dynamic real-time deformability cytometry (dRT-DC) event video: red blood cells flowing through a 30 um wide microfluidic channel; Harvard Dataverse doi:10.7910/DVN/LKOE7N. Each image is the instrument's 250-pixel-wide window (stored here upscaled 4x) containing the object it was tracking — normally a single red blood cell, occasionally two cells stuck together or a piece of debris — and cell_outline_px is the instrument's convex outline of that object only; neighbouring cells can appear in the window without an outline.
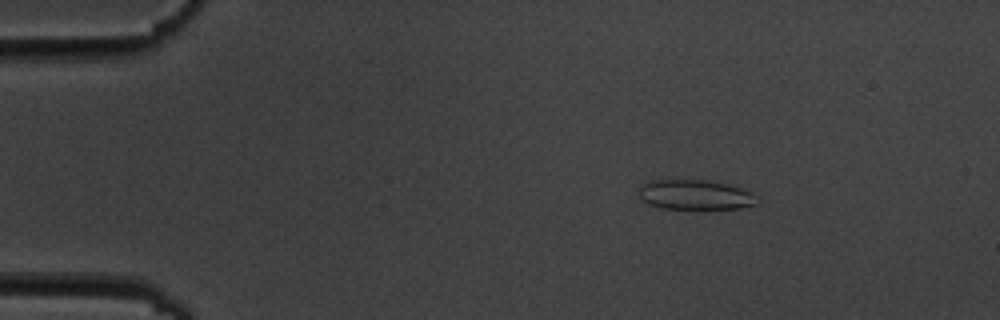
{"species": "common noctule bat (a hibernating species)", "species_latin": "Nyctalus noctula", "temperature_condition": "cold", "stored_images_in_passage": 4, "camera_frame_rate_fps": 3000, "um_per_image_px": 0.085, "animal": {"sex": "male", "body_mass_g": 19.5, "forearm_length_mm": 54.6}, "frame": {"image": 1, "passage_image": 2, "time_ms": 1.333, "image_size_px": [1000, 320], "cell_outline_px": [[760, 204], [740, 208], [704, 212], [660, 208], [648, 204], [640, 200], [640, 188], [644, 184], [652, 180], [708, 180], [728, 184], [752, 192], [760, 196]], "centroid_in_image_um": [59.19, 16.62], "position_along_channel_um": 25.8, "area_um2": 21.85}}